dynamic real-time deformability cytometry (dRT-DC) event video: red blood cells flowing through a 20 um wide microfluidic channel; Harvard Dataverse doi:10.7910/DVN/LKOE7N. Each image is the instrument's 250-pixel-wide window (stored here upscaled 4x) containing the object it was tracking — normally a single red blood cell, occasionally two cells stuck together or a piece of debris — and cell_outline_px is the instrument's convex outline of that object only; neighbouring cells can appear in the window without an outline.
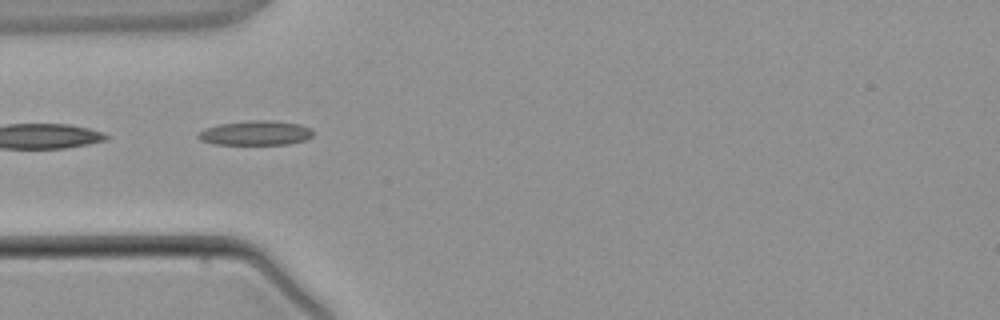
{"species": "common noctule bat (a hibernating species)", "species_latin": "Nyctalus noctula", "temperature_condition": "warm", "stored_images_in_passage": 5, "camera_frame_rate_fps": 3000, "um_per_image_px": 0.085, "animal": {"sex": "male", "body_mass_g": 21.5, "forearm_length_mm": 52.0}, "frame": {"image": 1, "passage_image": 4, "time_ms": 3.667, "image_size_px": [1000, 320], "cell_outline_px": [[312, 136], [304, 140], [288, 144], [212, 144], [200, 140], [196, 136], [204, 128], [220, 124], [252, 120], [272, 120], [300, 124], [312, 128]], "centroid_in_image_um": [21.72, 11.3], "position_along_channel_um": 63.3, "area_um2": 16.42}}
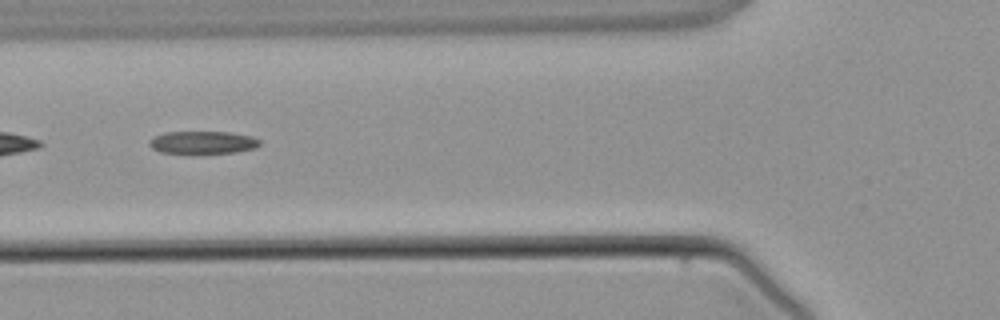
{"frame": {"image": 2, "passage_image": 5, "time_ms": 4.667, "image_size_px": [1000, 320], "cell_outline_px": [[260, 144], [256, 148], [236, 152], [200, 156], [192, 156], [160, 152], [152, 148], [148, 144], [148, 140], [164, 132], [232, 132], [252, 136], [260, 140]], "centroid_in_image_um": [17.22, 12.16], "position_along_channel_um": 108.6, "area_um2": 15.55}}